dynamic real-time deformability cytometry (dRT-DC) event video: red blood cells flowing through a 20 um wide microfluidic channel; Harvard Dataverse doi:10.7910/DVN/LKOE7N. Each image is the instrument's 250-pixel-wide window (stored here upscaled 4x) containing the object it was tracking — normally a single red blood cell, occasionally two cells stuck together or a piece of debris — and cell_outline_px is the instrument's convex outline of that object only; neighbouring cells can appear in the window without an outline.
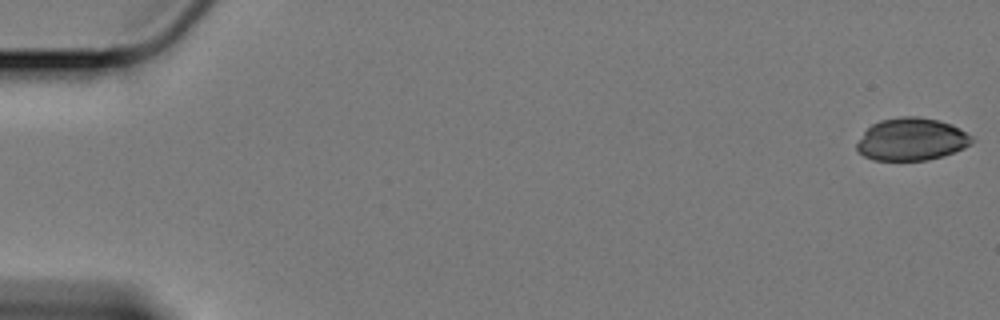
{"species": "Egyptian fruit bat (a non-hibernating species)", "species_latin": "Rousettus aegyptiacus", "temperature_condition": "cold", "stored_images_in_passage": 58, "camera_frame_rate_fps": 3000, "um_per_image_px": 0.085, "animal": {"sex": "female"}, "frame": {"image": 1, "passage_image": 1, "time_ms": 0.0, "image_size_px": [1000, 320], "cell_outline_px": [[976, 140], [972, 144], [964, 148], [944, 156], [928, 160], [872, 160], [864, 156], [856, 148], [856, 144], [864, 132], [872, 124], [880, 120], [900, 116], [916, 116], [936, 120], [952, 124], [960, 128], [972, 136]], "centroid_in_image_um": [77.51, 11.84], "position_along_channel_um": 7.5, "area_um2": 28.67}}
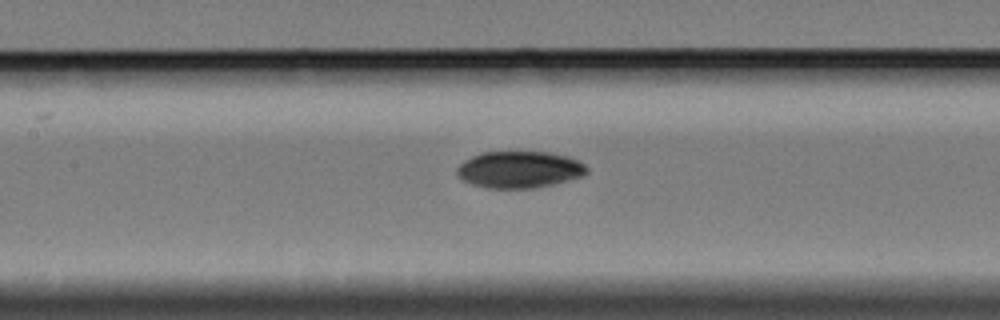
{"frame": {"image": 2, "passage_image": 28, "time_ms": 9.0, "image_size_px": [1000, 320], "cell_outline_px": [[588, 172], [584, 176], [536, 188], [488, 188], [472, 184], [464, 180], [456, 172], [456, 168], [464, 160], [480, 152], [552, 152], [568, 156], [580, 160], [588, 168]], "centroid_in_image_um": [44.18, 14.4], "position_along_channel_um": 163.2, "area_um2": 27.98}}
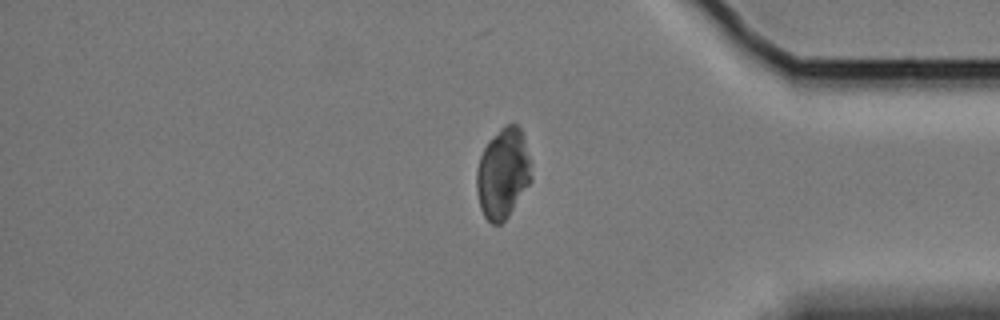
{"frame": {"image": 3, "passage_image": 50, "time_ms": 16.333, "image_size_px": [1000, 320], "cell_outline_px": [[532, 180], [508, 216], [500, 224], [492, 224], [484, 216], [480, 208], [476, 188], [476, 168], [480, 156], [488, 140], [504, 124], [516, 124], [520, 128], [532, 164]], "centroid_in_image_um": [42.74, 14.73], "position_along_channel_um": 392.5, "area_um2": 29.02}}